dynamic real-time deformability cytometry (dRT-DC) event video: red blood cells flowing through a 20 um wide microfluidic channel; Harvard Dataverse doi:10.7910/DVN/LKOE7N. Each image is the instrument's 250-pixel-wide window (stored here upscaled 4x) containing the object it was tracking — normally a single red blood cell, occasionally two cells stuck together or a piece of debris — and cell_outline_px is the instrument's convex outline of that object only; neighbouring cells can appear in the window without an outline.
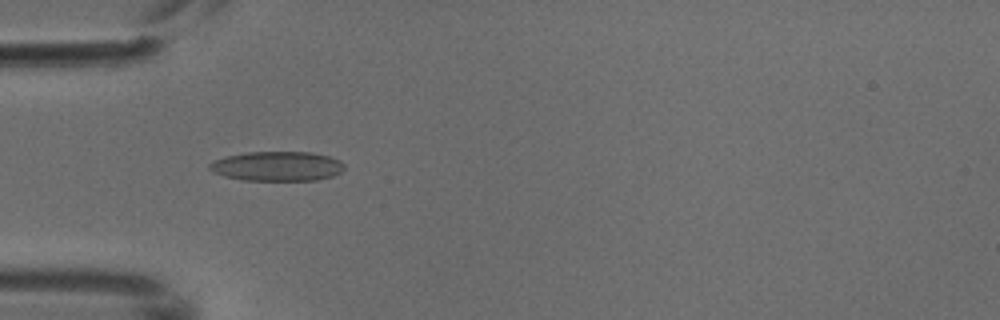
{"species": "common noctule bat (a hibernating species)", "species_latin": "Nyctalus noctula", "temperature_condition": "cold", "stored_images_in_passage": 6, "camera_frame_rate_fps": 3000, "um_per_image_px": 0.085, "animal": {"sex": "male", "body_mass_g": 18.8}, "frame": {"image": 1, "passage_image": 5, "time_ms": 1.333, "image_size_px": [1000, 320], "cell_outline_px": [[344, 168], [340, 172], [332, 176], [316, 180], [240, 180], [224, 176], [212, 172], [208, 168], [208, 164], [212, 160], [224, 156], [248, 152], [312, 152], [328, 156], [340, 160], [344, 164]], "centroid_in_image_um": [23.51, 14.12], "position_along_channel_um": 61.5, "area_um2": 23.41}}
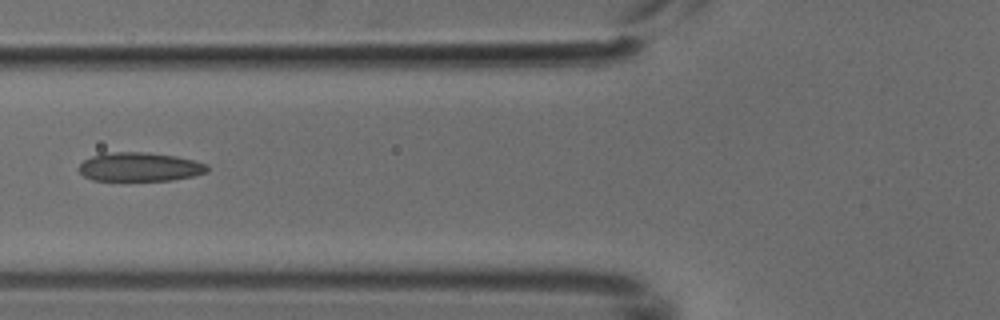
{"frame": {"image": 2, "passage_image": 6, "time_ms": 1.667, "image_size_px": [1000, 320], "cell_outline_px": [[208, 172], [192, 176], [172, 180], [92, 180], [84, 176], [80, 172], [80, 164], [84, 160], [92, 156], [104, 152], [148, 152], [176, 156], [208, 164]], "centroid_in_image_um": [11.88, 14.18], "position_along_channel_um": 113.9, "area_um2": 21.56}}